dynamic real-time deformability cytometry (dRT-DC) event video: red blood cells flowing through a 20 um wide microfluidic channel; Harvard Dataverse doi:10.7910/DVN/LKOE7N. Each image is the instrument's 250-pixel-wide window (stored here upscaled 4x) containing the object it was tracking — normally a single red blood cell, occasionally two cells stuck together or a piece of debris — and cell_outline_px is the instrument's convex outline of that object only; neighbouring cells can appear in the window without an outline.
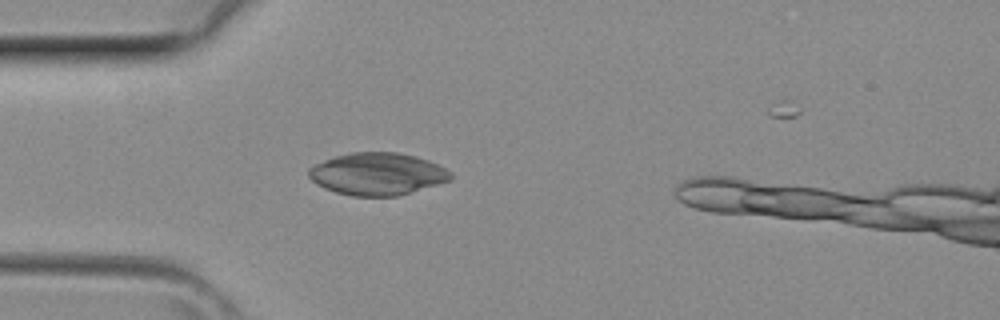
{"species": "common noctule bat (a hibernating species)", "species_latin": "Nyctalus noctula", "temperature_condition": "room temperature", "stored_images_in_passage": 5, "camera_frame_rate_fps": 3000, "um_per_image_px": 0.085, "animal": {"sex": "female", "body_mass_g": 29.2, "forearm_length_mm": 56.3}, "frame": {"image": 1, "passage_image": 4, "time_ms": 1.0, "image_size_px": [1000, 320], "cell_outline_px": [[452, 180], [396, 196], [352, 196], [336, 192], [324, 188], [316, 184], [308, 176], [308, 168], [324, 160], [336, 156], [352, 152], [396, 152], [416, 156], [428, 160], [452, 172]], "centroid_in_image_um": [32.07, 14.78], "position_along_channel_um": 52.9, "area_um2": 34.91}}